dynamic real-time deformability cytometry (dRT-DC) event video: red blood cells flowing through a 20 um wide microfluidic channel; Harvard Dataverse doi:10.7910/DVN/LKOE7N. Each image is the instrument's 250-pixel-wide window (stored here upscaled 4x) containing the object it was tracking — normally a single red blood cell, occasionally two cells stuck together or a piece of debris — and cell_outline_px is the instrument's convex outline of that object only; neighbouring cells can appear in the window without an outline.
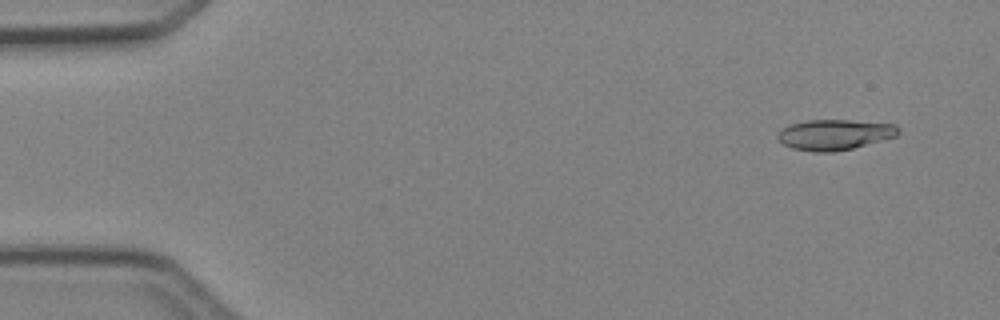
{"species": "Egyptian fruit bat (a non-hibernating species)", "species_latin": "Rousettus aegyptiacus", "temperature_condition": "cold", "stored_images_in_passage": 4, "camera_frame_rate_fps": 3000, "um_per_image_px": 0.085, "animal": {"sex": "female"}, "frame": {"image": 1, "passage_image": 1, "time_ms": 0.0, "image_size_px": [1000, 320], "cell_outline_px": [[900, 132], [896, 136], [852, 148], [832, 152], [812, 152], [792, 148], [784, 144], [776, 136], [784, 128], [792, 124], [808, 120], [848, 120], [896, 124], [900, 128]], "centroid_in_image_um": [70.97, 11.44], "position_along_channel_um": 14.0, "area_um2": 21.21}}
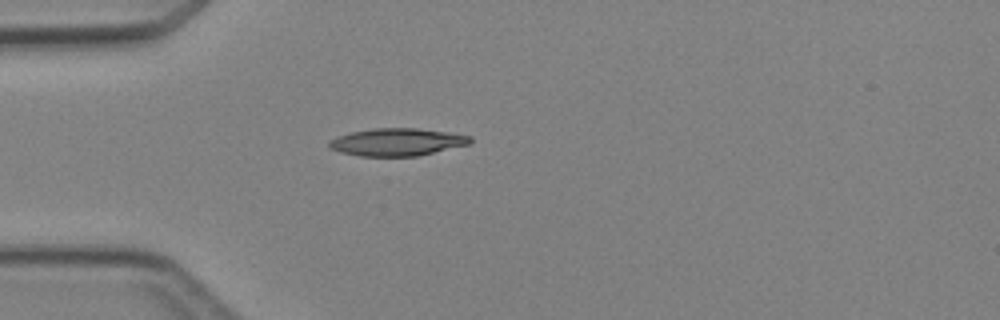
{"frame": {"image": 2, "passage_image": 4, "time_ms": 3.333, "image_size_px": [1000, 320], "cell_outline_px": [[472, 140], [468, 144], [416, 156], [360, 156], [340, 152], [332, 148], [328, 144], [328, 140], [336, 136], [352, 132], [372, 128], [416, 128], [448, 132], [472, 136]], "centroid_in_image_um": [33.72, 12.06], "position_along_channel_um": 51.3, "area_um2": 22.48}}